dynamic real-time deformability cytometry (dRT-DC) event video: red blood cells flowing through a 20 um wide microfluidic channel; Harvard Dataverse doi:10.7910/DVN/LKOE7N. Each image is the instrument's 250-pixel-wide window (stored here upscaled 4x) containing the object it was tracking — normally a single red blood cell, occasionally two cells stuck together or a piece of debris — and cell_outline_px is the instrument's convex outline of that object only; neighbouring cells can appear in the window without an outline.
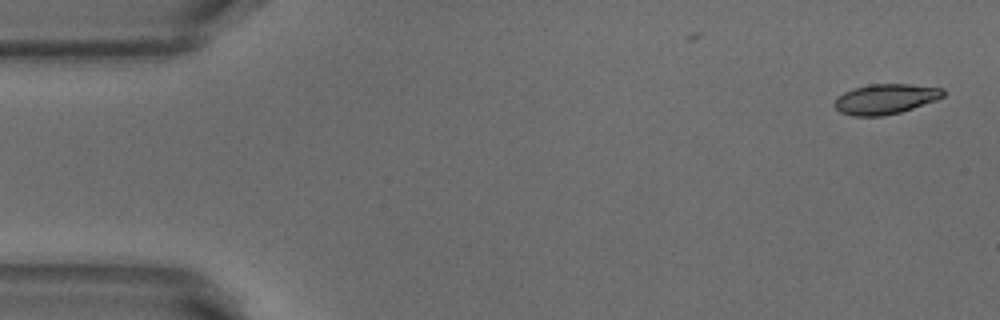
{"species": "common noctule bat (a hibernating species)", "species_latin": "Nyctalus noctula", "temperature_condition": "warm", "stored_images_in_passage": 9, "camera_frame_rate_fps": 3000, "um_per_image_px": 0.085, "animal": {"sex": "male", "body_mass_g": 18.8}, "frame": {"image": 1, "passage_image": 1, "time_ms": 0.0, "image_size_px": [1000, 320], "cell_outline_px": [[944, 96], [936, 100], [900, 112], [884, 116], [852, 116], [840, 112], [832, 104], [836, 96], [852, 88], [868, 84], [912, 84], [944, 88]], "centroid_in_image_um": [75.22, 8.41], "position_along_channel_um": 9.8, "area_um2": 19.31}}